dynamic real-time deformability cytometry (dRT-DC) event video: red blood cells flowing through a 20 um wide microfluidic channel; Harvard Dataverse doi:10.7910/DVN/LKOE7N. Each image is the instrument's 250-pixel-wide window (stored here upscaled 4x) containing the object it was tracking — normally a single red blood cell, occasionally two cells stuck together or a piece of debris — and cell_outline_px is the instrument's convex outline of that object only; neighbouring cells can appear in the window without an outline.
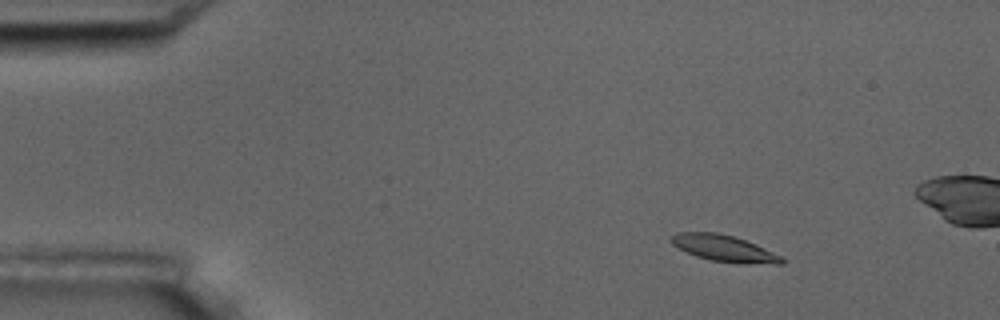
{"species": "common noctule bat (a hibernating species)", "species_latin": "Nyctalus noctula", "temperature_condition": "room temperature", "stored_images_in_passage": 6, "camera_frame_rate_fps": 3000, "um_per_image_px": 0.085, "animal": {"sex": "male", "body_mass_g": 17.5, "forearm_length_mm": 52.3}, "frame": {"image": 1, "passage_image": 3, "time_ms": 2.333, "image_size_px": [1000, 320], "cell_outline_px": [[784, 264], [740, 264], [712, 260], [696, 256], [672, 244], [668, 240], [672, 236], [680, 232], [716, 232], [732, 236], [756, 244], [784, 256]], "centroid_in_image_um": [61.62, 21.12], "position_along_channel_um": 23.4, "area_um2": 17.11}}